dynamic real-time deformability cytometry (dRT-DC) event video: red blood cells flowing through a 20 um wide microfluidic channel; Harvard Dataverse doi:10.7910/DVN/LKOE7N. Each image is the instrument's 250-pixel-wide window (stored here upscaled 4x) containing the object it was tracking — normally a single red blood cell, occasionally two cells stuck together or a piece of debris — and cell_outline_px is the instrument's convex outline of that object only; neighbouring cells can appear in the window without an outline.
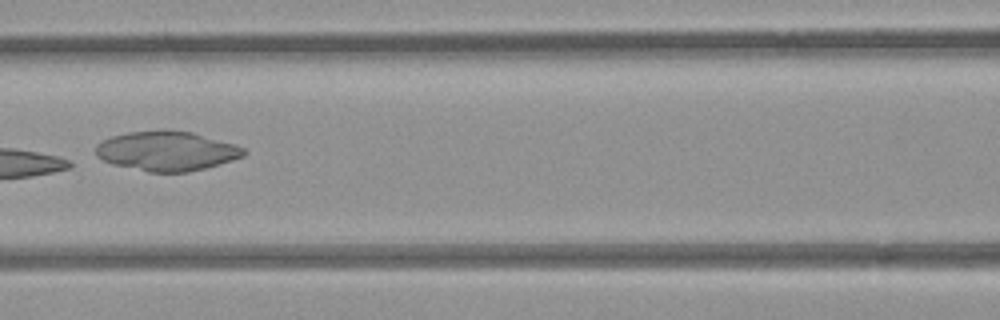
{"species": "common noctule bat (a hibernating species)", "species_latin": "Nyctalus noctula", "temperature_condition": "room temperature", "stored_images_in_passage": 8, "camera_frame_rate_fps": 3000, "um_per_image_px": 0.085, "animal": {"sex": "female", "body_mass_g": 21.9}, "frame": {"image": 1, "passage_image": 7, "time_ms": 2.0, "image_size_px": [1000, 320], "cell_outline_px": [[248, 152], [244, 156], [220, 164], [188, 172], [148, 172], [112, 164], [96, 156], [96, 144], [112, 136], [128, 132], [160, 128], [168, 128], [192, 132], [232, 144], [244, 148]], "centroid_in_image_um": [14.15, 12.82], "position_along_channel_um": 152.4, "area_um2": 34.39}}
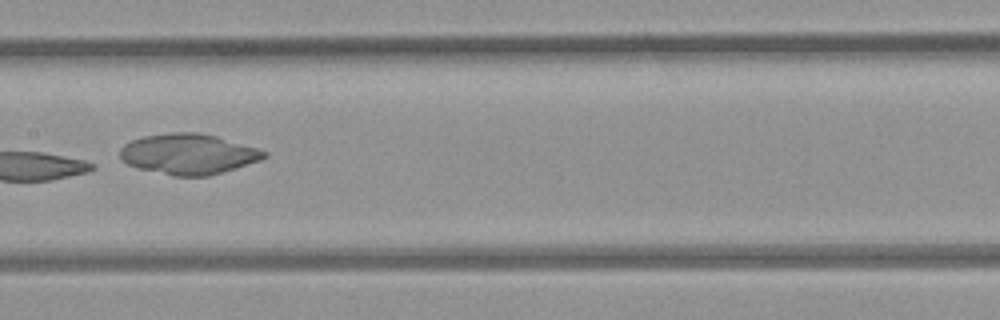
{"frame": {"image": 2, "passage_image": 8, "time_ms": 2.333, "image_size_px": [1000, 320], "cell_outline_px": [[268, 156], [260, 160], [236, 168], [208, 176], [172, 176], [136, 168], [128, 164], [120, 156], [120, 148], [124, 144], [132, 140], [144, 136], [172, 132], [196, 132], [216, 136], [256, 148], [268, 152]], "centroid_in_image_um": [16.0, 13.1], "position_along_channel_um": 191.4, "area_um2": 33.93}}